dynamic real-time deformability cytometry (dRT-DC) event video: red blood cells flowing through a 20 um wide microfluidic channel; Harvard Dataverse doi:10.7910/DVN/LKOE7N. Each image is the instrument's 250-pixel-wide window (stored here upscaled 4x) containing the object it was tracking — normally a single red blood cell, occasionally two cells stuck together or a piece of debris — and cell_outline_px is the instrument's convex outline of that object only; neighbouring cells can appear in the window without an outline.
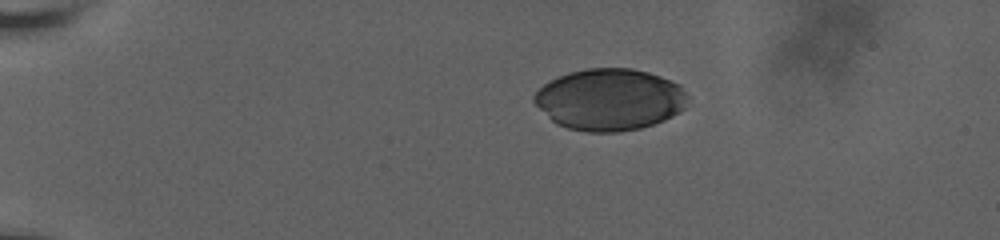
{"species": "human", "species_latin": "Homo sapiens", "temperature_condition": "room temperature", "stored_images_in_passage": 7, "camera_frame_rate_fps": 3000, "um_per_image_px": 0.085, "donor": {"sex": "male"}, "frame": {"image": 1, "passage_image": 1, "time_ms": 0.0, "image_size_px": [1000, 240], "cell_outline_px": [[688, 96], [684, 108], [680, 112], [664, 120], [640, 128], [620, 132], [584, 132], [568, 128], [556, 124], [532, 100], [532, 96], [544, 84], [568, 72], [588, 68], [632, 68], [648, 72], [660, 76], [680, 84]], "centroid_in_image_um": [51.84, 8.46], "position_along_channel_um": 33.2, "area_um2": 55.2}}